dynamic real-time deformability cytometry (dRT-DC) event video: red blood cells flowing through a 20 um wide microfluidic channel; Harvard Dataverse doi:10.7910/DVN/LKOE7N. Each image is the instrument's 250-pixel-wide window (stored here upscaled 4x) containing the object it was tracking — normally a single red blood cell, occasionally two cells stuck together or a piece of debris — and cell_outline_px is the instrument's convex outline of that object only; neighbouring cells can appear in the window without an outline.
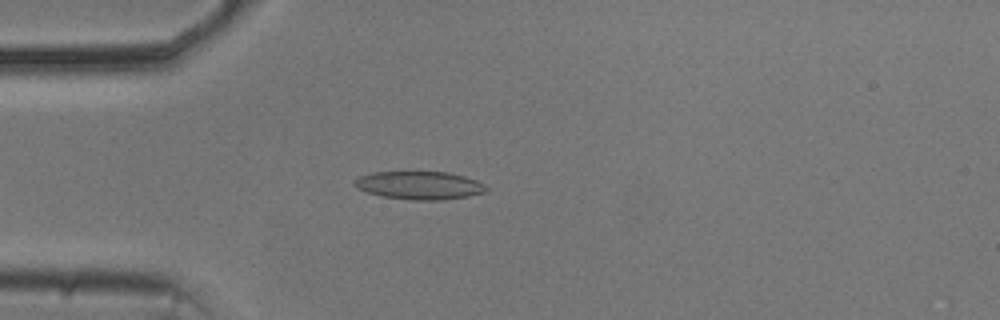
{"species": "common noctule bat (a hibernating species)", "species_latin": "Nyctalus noctula", "temperature_condition": "cold", "stored_images_in_passage": 38, "camera_frame_rate_fps": 3000, "um_per_image_px": 0.085, "animal": {"sex": "male", "body_mass_g": 20.5, "forearm_length_mm": 52.5}, "frame": {"image": 1, "passage_image": 3, "time_ms": 0.667, "image_size_px": [1000, 320], "cell_outline_px": [[488, 188], [484, 192], [468, 196], [444, 200], [412, 200], [384, 196], [368, 192], [356, 188], [352, 184], [352, 180], [360, 176], [372, 172], [448, 172], [464, 176], [476, 180], [484, 184]], "centroid_in_image_um": [35.63, 15.75], "position_along_channel_um": 49.4, "area_um2": 21.56}}
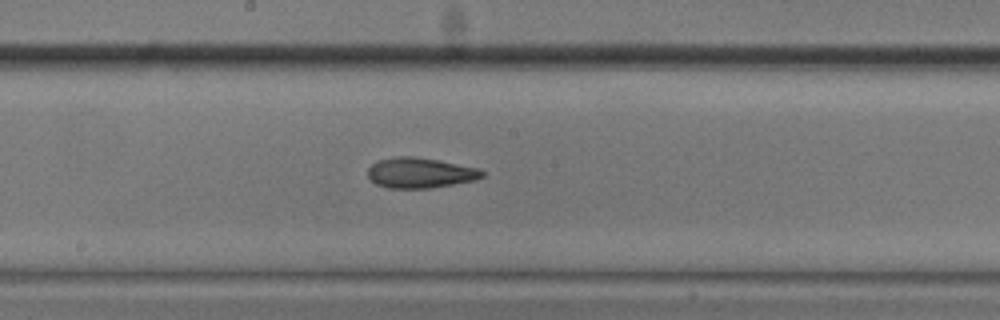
{"frame": {"image": 2, "passage_image": 17, "time_ms": 5.333, "image_size_px": [1000, 320], "cell_outline_px": [[484, 176], [476, 180], [432, 188], [388, 188], [376, 184], [368, 176], [368, 168], [372, 164], [380, 160], [396, 156], [412, 156], [436, 160], [480, 168], [484, 172]], "centroid_in_image_um": [35.73, 14.7], "position_along_channel_um": 212.5, "area_um2": 20.17}}
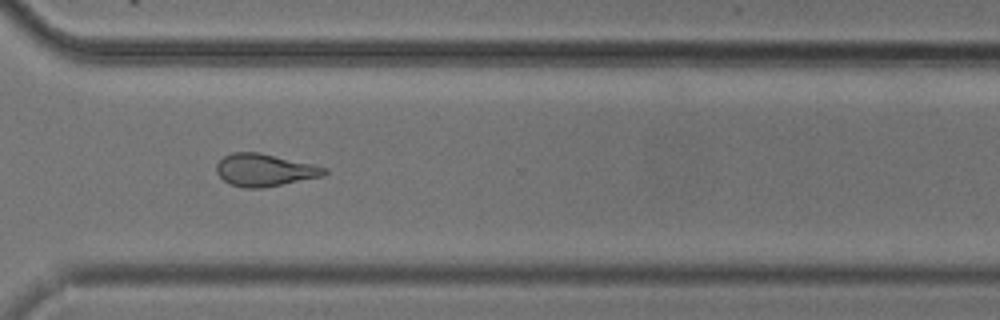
{"frame": {"image": 3, "passage_image": 28, "time_ms": 9.0, "image_size_px": [1000, 320], "cell_outline_px": [[328, 172], [324, 176], [264, 188], [244, 188], [232, 184], [224, 180], [216, 172], [216, 164], [224, 156], [232, 152], [260, 152], [312, 164], [328, 168]], "centroid_in_image_um": [22.51, 14.45], "position_along_channel_um": 348.1, "area_um2": 20.46}, "authors_computed_cell_mechanics": {"area_um2": 20.0277, "velocity_mm_per_s": 3.7119, "shape_relaxation_time_tau1_ms": 5.1847, "shape_relaxation_time_tau2_ms": 2.8594, "deformation_change_tau1": 0.1643, "deformation_change_tau2": 0.1184}}